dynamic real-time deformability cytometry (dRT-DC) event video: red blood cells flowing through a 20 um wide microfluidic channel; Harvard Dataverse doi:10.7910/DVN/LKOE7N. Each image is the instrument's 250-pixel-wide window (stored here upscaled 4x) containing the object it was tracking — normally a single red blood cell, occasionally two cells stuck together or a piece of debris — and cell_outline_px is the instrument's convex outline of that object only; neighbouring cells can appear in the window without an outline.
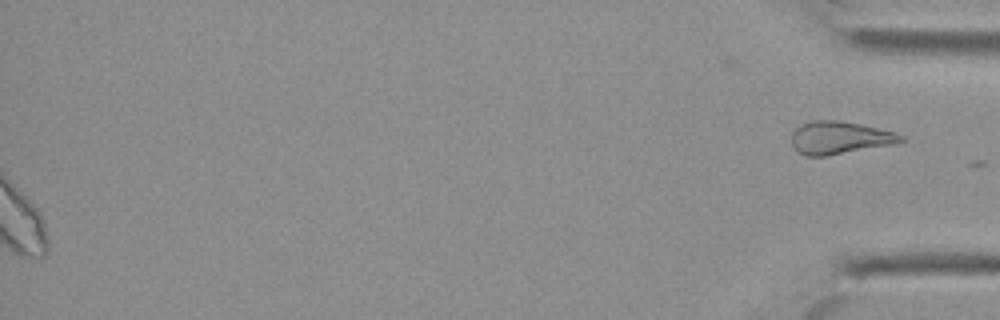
{"species": "Egyptian fruit bat (a non-hibernating species)", "species_latin": "Rousettus aegyptiacus", "temperature_condition": "cold", "stored_images_in_passage": 35, "segment_of_instrument_passage": [2, 2], "camera_frame_rate_fps": 3000, "um_per_image_px": 0.085, "animal": {"sex": "female"}, "frame": {"image": 1, "passage_image": 35, "time_ms": 11.333, "image_size_px": [1000, 320], "cell_outline_px": [[904, 140], [896, 144], [824, 156], [804, 156], [792, 144], [792, 132], [796, 128], [812, 120], [836, 120], [860, 124], [892, 132], [904, 136]], "centroid_in_image_um": [71.37, 11.71], "position_along_channel_um": 363.8, "area_um2": 20.52}}